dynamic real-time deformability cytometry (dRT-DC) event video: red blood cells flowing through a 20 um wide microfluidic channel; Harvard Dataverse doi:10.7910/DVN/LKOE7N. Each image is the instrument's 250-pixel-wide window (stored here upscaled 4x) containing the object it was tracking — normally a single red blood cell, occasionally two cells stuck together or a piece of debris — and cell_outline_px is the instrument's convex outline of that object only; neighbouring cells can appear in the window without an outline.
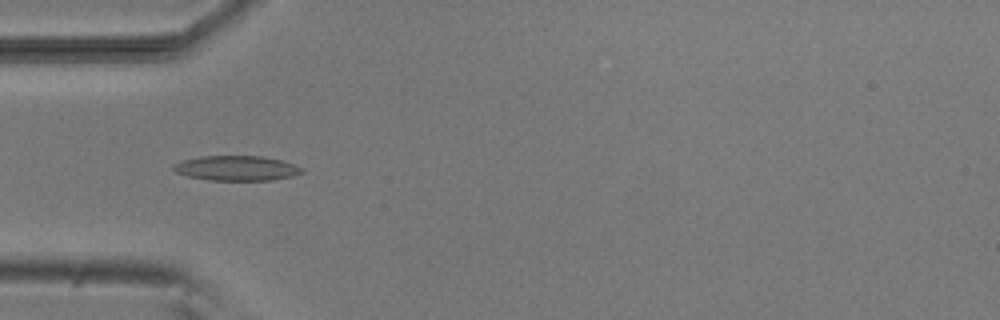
{"species": "common noctule bat (a hibernating species)", "species_latin": "Nyctalus noctula", "temperature_condition": "room temperature", "stored_images_in_passage": 5, "camera_frame_rate_fps": 3000, "um_per_image_px": 0.085, "animal": {"sex": "male", "body_mass_g": 20.5, "forearm_length_mm": 52.5}, "frame": {"image": 1, "passage_image": 5, "time_ms": 4.667, "image_size_px": [1000, 320], "cell_outline_px": [[304, 172], [292, 176], [272, 180], [208, 180], [188, 176], [176, 172], [172, 168], [180, 160], [200, 156], [260, 156], [284, 160], [304, 168]], "centroid_in_image_um": [20.14, 14.29], "position_along_channel_um": 64.9, "area_um2": 18.73}}